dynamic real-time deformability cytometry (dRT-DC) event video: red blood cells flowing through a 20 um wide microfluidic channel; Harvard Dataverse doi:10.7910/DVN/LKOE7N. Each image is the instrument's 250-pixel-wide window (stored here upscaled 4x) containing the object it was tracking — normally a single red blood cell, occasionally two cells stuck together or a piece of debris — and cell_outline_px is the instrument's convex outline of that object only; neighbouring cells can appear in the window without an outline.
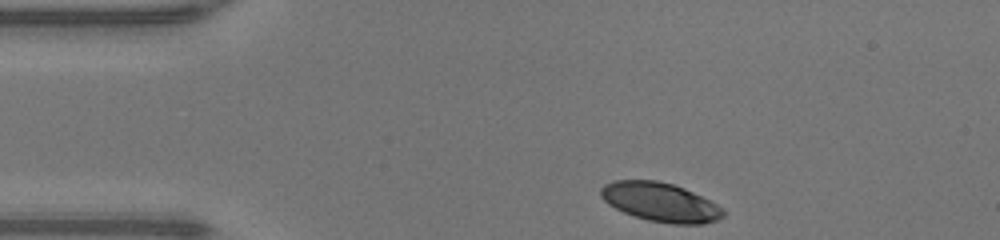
{"species": "human", "species_latin": "Homo sapiens", "temperature_condition": "warm", "stored_images_in_passage": 33, "camera_frame_rate_fps": 3000, "um_per_image_px": 0.085, "donor": {"sex": "male"}, "frame": {"image": 1, "passage_image": 1, "time_ms": 0.0, "image_size_px": [1000, 240], "cell_outline_px": [[724, 216], [716, 220], [704, 224], [672, 224], [648, 220], [624, 212], [608, 204], [600, 196], [600, 188], [604, 184], [612, 180], [656, 180], [672, 184], [684, 188], [724, 208]], "centroid_in_image_um": [56.11, 17.18], "position_along_channel_um": 28.9, "area_um2": 27.69}}
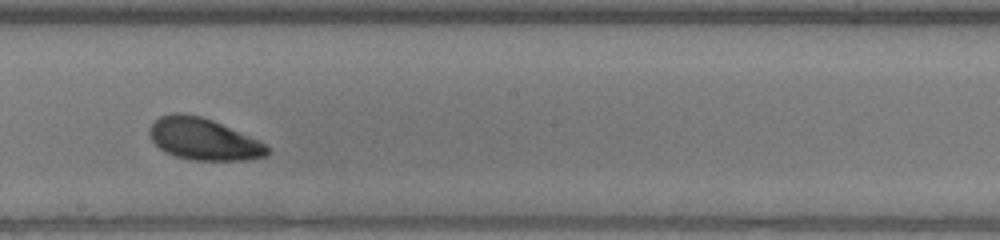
{"frame": {"image": 2, "passage_image": 19, "time_ms": 6.0, "image_size_px": [1000, 240], "cell_outline_px": [[268, 156], [244, 160], [192, 160], [176, 156], [164, 152], [152, 140], [148, 132], [148, 128], [160, 116], [172, 112], [184, 112], [200, 116], [212, 120], [248, 136], [264, 144], [268, 148]], "centroid_in_image_um": [17.24, 11.82], "position_along_channel_um": 231.0, "area_um2": 28.44}}
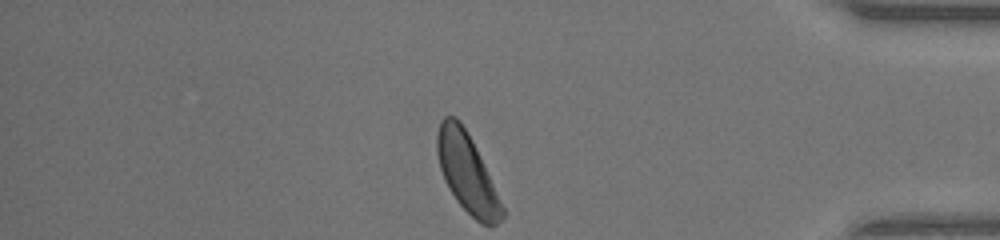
{"frame": {"image": 3, "passage_image": 33, "time_ms": 10.667, "image_size_px": [1000, 240], "cell_outline_px": [[504, 216], [496, 224], [480, 224], [456, 200], [448, 188], [444, 180], [440, 168], [436, 152], [436, 132], [440, 120], [444, 116], [456, 116], [460, 120], [468, 132], [476, 148], [504, 208]], "centroid_in_image_um": [39.65, 14.64], "position_along_channel_um": 395.5, "area_um2": 29.65}, "authors_computed_cell_mechanics": {"area_um2": 29.1312, "velocity_mm_per_s": 4.2967, "shape_relaxation_time_tau1_ms": 1.797, "shape_relaxation_time_tau2_ms": 6.5413, "deformation_change_tau1": 0.1245, "deformation_change_tau2": 0.1484}}